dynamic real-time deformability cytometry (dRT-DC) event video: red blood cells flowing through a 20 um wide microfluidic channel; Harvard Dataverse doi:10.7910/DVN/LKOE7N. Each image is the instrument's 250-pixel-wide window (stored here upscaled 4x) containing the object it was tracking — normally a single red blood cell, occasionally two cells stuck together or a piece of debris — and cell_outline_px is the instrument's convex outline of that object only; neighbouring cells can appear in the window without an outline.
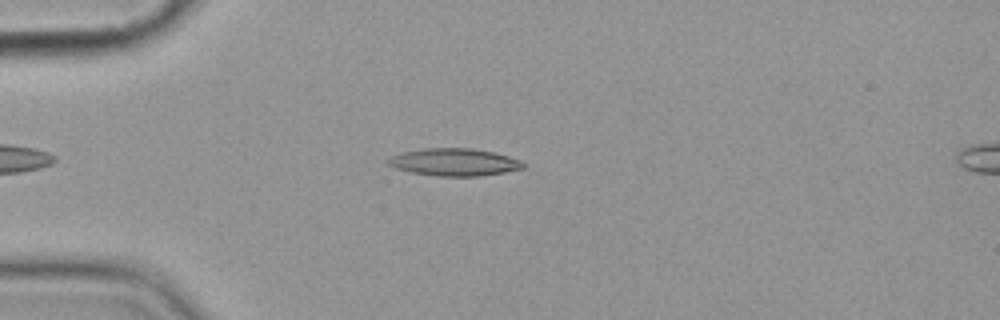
{"species": "common noctule bat (a hibernating species)", "species_latin": "Nyctalus noctula", "temperature_condition": "cold", "stored_images_in_passage": 5, "camera_frame_rate_fps": 3000, "um_per_image_px": 0.085, "animal": {"sex": "female", "body_mass_g": 19.9}, "frame": {"image": 1, "passage_image": 4, "time_ms": 3.667, "image_size_px": [1000, 320], "cell_outline_px": [[524, 168], [504, 172], [480, 176], [436, 176], [412, 172], [396, 168], [388, 164], [388, 160], [392, 156], [400, 152], [420, 148], [472, 148], [496, 152], [520, 160], [524, 164]], "centroid_in_image_um": [38.61, 13.77], "position_along_channel_um": 46.4, "area_um2": 21.62}}